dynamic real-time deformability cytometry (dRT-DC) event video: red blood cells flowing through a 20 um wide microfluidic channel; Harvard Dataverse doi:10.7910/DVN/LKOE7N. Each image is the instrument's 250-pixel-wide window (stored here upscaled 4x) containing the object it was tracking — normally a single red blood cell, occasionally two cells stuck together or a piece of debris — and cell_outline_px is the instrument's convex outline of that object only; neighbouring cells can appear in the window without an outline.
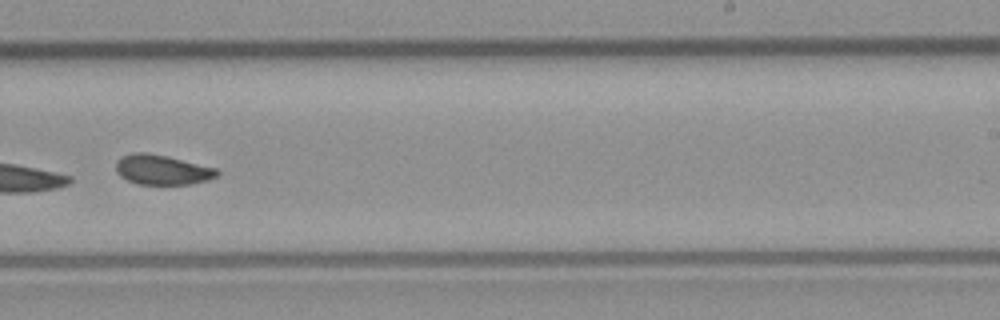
{"species": "common noctule bat (a hibernating species)", "species_latin": "Nyctalus noctula", "temperature_condition": "room temperature", "stored_images_in_passage": 12, "camera_frame_rate_fps": 3000, "um_per_image_px": 0.085, "animal": {"sex": "male", "body_mass_g": 23.1, "forearm_length_mm": 52.7}, "frame": {"image": 1, "passage_image": 9, "time_ms": 10.0, "image_size_px": [1000, 320], "cell_outline_px": [[220, 172], [216, 176], [208, 180], [192, 184], [136, 184], [120, 176], [116, 172], [116, 160], [132, 152], [144, 152], [164, 156], [216, 168]], "centroid_in_image_um": [13.76, 14.44], "position_along_channel_um": 275.2, "area_um2": 17.4}}
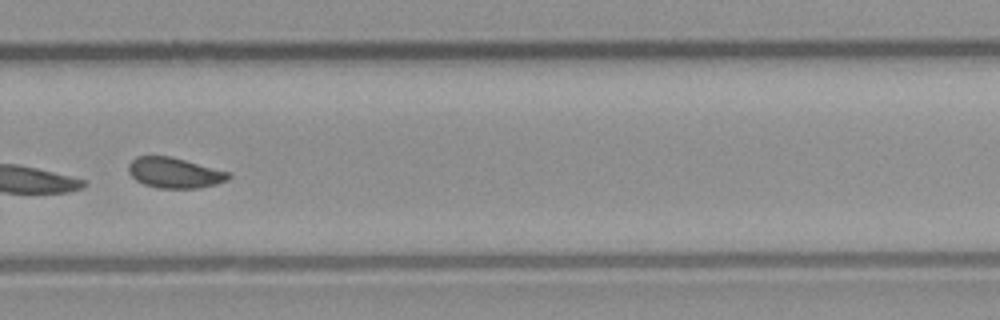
{"frame": {"image": 2, "passage_image": 10, "time_ms": 11.0, "image_size_px": [1000, 320], "cell_outline_px": [[232, 176], [228, 180], [216, 184], [200, 188], [156, 188], [144, 184], [136, 180], [128, 172], [128, 164], [136, 156], [172, 156], [232, 172]], "centroid_in_image_um": [14.88, 14.68], "position_along_channel_um": 314.9, "area_um2": 18.09}}